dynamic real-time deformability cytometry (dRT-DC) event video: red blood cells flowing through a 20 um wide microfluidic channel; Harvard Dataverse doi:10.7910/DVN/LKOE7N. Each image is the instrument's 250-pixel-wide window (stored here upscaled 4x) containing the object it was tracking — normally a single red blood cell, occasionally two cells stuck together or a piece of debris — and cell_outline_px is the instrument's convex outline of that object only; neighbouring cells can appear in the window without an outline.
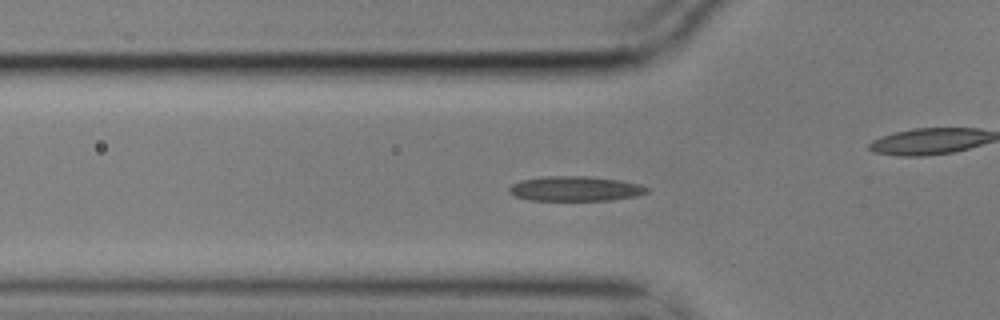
{"species": "common noctule bat (a hibernating species)", "species_latin": "Nyctalus noctula", "temperature_condition": "cold", "stored_images_in_passage": 51, "camera_frame_rate_fps": 3000, "um_per_image_px": 0.085, "animal": {"sex": "male", "body_mass_g": 17.9}, "frame": {"image": 1, "passage_image": 12, "time_ms": 3.667, "image_size_px": [1000, 320], "cell_outline_px": [[648, 192], [636, 196], [608, 200], [528, 200], [516, 196], [508, 192], [508, 188], [512, 184], [520, 180], [540, 176], [588, 176], [620, 180], [640, 184], [648, 188]], "centroid_in_image_um": [48.86, 16.03], "position_along_channel_um": 76.9, "area_um2": 20.0}}
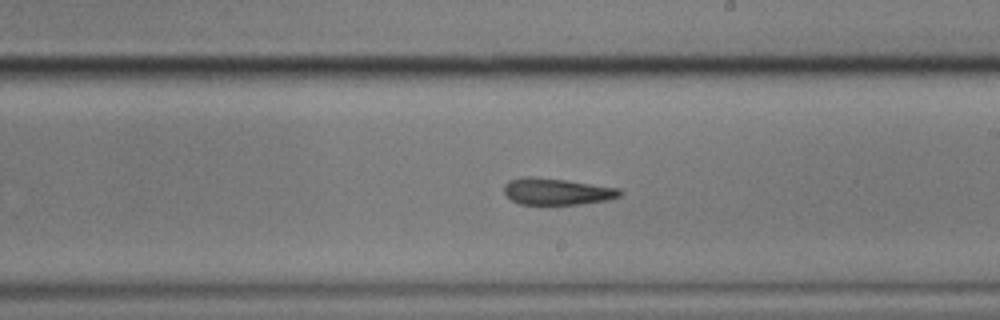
{"frame": {"image": 2, "passage_image": 26, "time_ms": 8.333, "image_size_px": [1000, 320], "cell_outline_px": [[624, 192], [620, 196], [608, 200], [580, 204], [520, 204], [512, 200], [504, 192], [504, 184], [508, 180], [520, 176], [528, 176], [564, 180], [620, 188]], "centroid_in_image_um": [47.33, 16.27], "position_along_channel_um": 241.7, "area_um2": 17.98}}
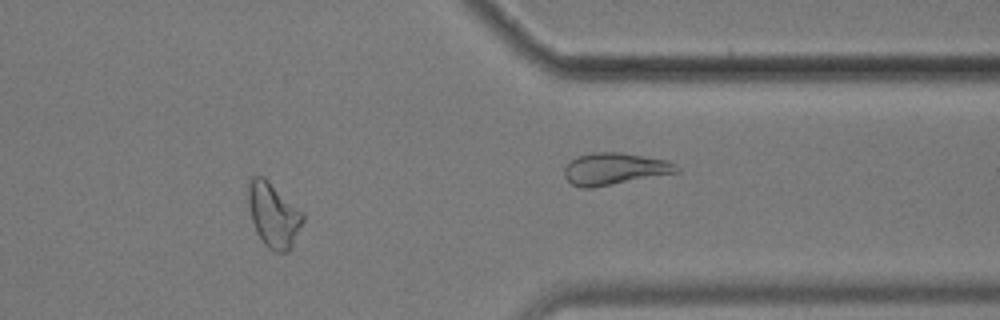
{"frame": {"image": 3, "passage_image": 40, "time_ms": 13.0, "image_size_px": [1000, 320], "cell_outline_px": [[304, 220], [288, 252], [276, 252], [268, 248], [264, 244], [256, 232], [248, 208], [248, 176], [264, 176], [304, 212]], "centroid_in_image_um": [23.23, 18.23], "position_along_channel_um": 388.2, "area_um2": 20.75}, "authors_computed_cell_mechanics": {"area_um2": 19.074, "velocity_mm_per_s": 3.5137, "shape_relaxation_time_tau1_ms": 6.5564, "shape_relaxation_time_tau2_ms": 3.0479, "deformation_change_tau1": 0.1498, "deformation_change_tau2": 0.1007}}